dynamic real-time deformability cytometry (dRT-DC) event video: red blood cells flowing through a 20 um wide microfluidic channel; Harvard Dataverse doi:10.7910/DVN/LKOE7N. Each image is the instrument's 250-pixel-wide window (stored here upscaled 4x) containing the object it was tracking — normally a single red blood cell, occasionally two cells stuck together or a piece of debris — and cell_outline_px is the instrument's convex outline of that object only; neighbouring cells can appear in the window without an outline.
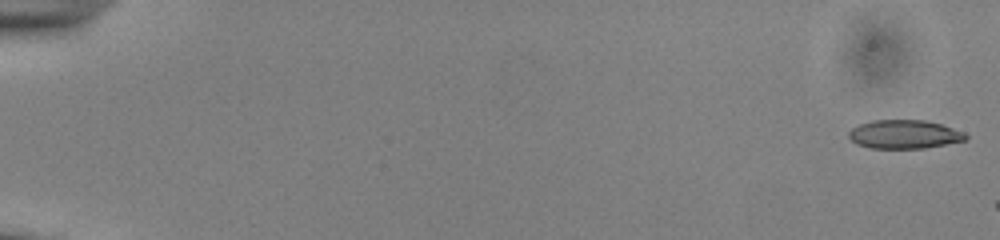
{"species": "common noctule bat (a hibernating species)", "species_latin": "Nyctalus noctula", "temperature_condition": "cold", "stored_images_in_passage": 16, "camera_frame_rate_fps": 3000, "um_per_image_px": 0.085, "animal": {"sex": "male", "body_mass_g": 13.0, "forearm_length_mm": 53.1}, "frame": {"image": 1, "passage_image": 1, "time_ms": 0.0, "image_size_px": [1000, 240], "cell_outline_px": [[968, 136], [964, 140], [924, 148], [872, 148], [860, 144], [852, 140], [848, 136], [848, 132], [852, 128], [860, 124], [872, 120], [924, 120], [940, 124], [964, 132]], "centroid_in_image_um": [76.85, 11.41], "position_along_channel_um": 8.1, "area_um2": 19.19}}
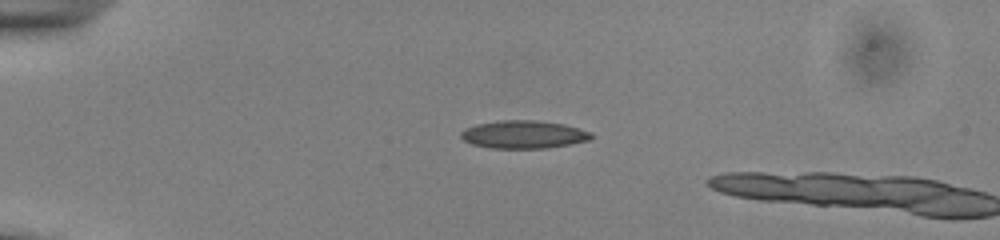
{"frame": {"image": 2, "passage_image": 14, "time_ms": 4.333, "image_size_px": [1000, 240], "cell_outline_px": [[592, 136], [588, 140], [548, 148], [492, 148], [472, 144], [464, 140], [460, 136], [460, 132], [464, 128], [476, 124], [500, 120], [536, 120], [564, 124], [592, 132]], "centroid_in_image_um": [44.47, 11.42], "position_along_channel_um": 40.5, "area_um2": 21.15}}